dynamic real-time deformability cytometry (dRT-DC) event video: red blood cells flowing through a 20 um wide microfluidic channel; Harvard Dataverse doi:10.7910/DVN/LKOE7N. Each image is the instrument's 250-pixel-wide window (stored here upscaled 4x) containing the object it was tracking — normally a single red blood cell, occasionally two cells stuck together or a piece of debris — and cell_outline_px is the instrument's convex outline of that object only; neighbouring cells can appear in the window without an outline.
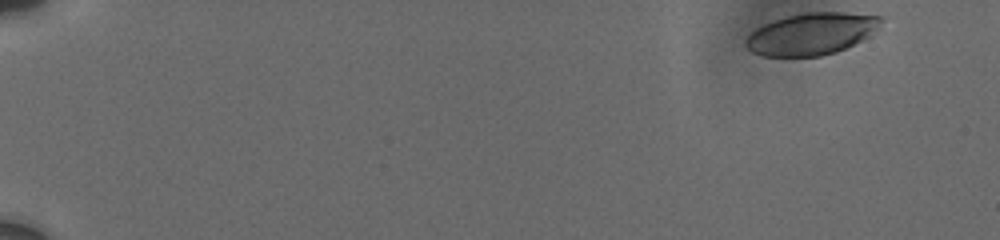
{"species": "human", "species_latin": "Homo sapiens", "temperature_condition": "cold", "stored_images_in_passage": 26, "camera_frame_rate_fps": 3000, "um_per_image_px": 0.085, "donor": {"sex": "male"}, "frame": {"image": 1, "passage_image": 1, "time_ms": 0.0, "image_size_px": [1000, 240], "cell_outline_px": [[884, 16], [880, 24], [868, 36], [836, 52], [820, 56], [760, 56], [752, 52], [744, 44], [744, 40], [756, 28], [764, 24], [788, 16], [808, 12], [844, 12]], "centroid_in_image_um": [68.95, 2.87], "position_along_channel_um": 16.1, "area_um2": 32.66}}
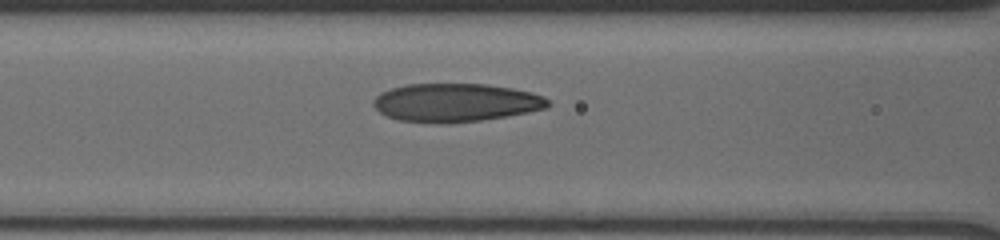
{"frame": {"image": 2, "passage_image": 22, "time_ms": 7.667, "image_size_px": [1000, 240], "cell_outline_px": [[548, 104], [544, 108], [504, 116], [480, 120], [448, 124], [436, 124], [400, 120], [388, 116], [380, 112], [372, 104], [372, 100], [380, 92], [392, 88], [408, 84], [488, 84], [512, 88], [532, 92], [544, 96], [548, 100]], "centroid_in_image_um": [38.68, 8.72], "position_along_channel_um": 127.9, "area_um2": 38.9}}
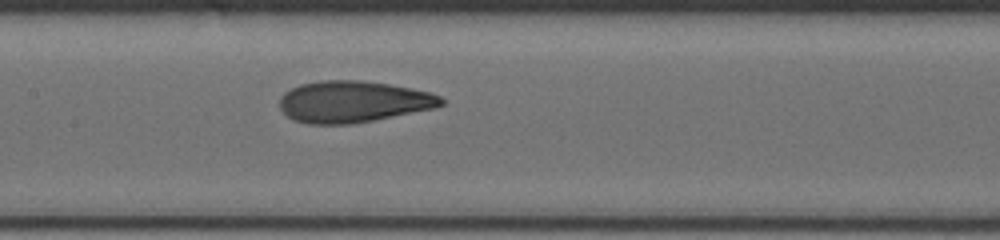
{"frame": {"image": 3, "passage_image": 26, "time_ms": 9.0, "image_size_px": [1000, 240], "cell_outline_px": [[444, 104], [436, 108], [352, 124], [308, 124], [292, 120], [280, 108], [280, 96], [284, 92], [300, 84], [320, 80], [360, 80], [388, 84], [432, 92], [440, 96], [444, 100]], "centroid_in_image_um": [30.02, 8.64], "position_along_channel_um": 177.4, "area_um2": 39.25}}